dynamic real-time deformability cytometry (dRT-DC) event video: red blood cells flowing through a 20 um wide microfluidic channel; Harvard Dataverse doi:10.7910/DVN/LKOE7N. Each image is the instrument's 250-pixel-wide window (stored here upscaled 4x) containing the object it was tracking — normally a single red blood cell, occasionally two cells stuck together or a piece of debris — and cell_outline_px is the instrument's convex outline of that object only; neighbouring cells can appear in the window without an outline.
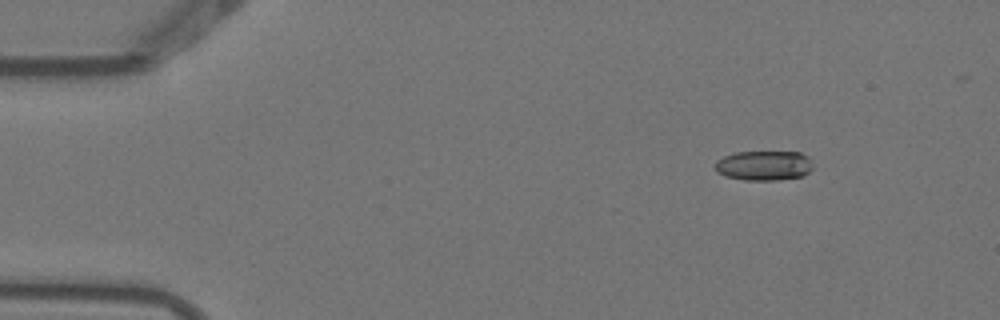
{"species": "Egyptian fruit bat (a non-hibernating species)", "species_latin": "Rousettus aegyptiacus", "temperature_condition": "warm", "stored_images_in_passage": 8, "camera_frame_rate_fps": 3000, "um_per_image_px": 0.085, "animal": {"sex": "female"}, "frame": {"image": 1, "passage_image": 2, "time_ms": 0.333, "image_size_px": [1000, 320], "cell_outline_px": [[812, 168], [804, 176], [780, 180], [744, 180], [724, 176], [716, 172], [716, 160], [724, 156], [736, 152], [800, 152], [808, 156], [812, 160]], "centroid_in_image_um": [64.95, 14.08], "position_along_channel_um": 20.0, "area_um2": 17.17}}
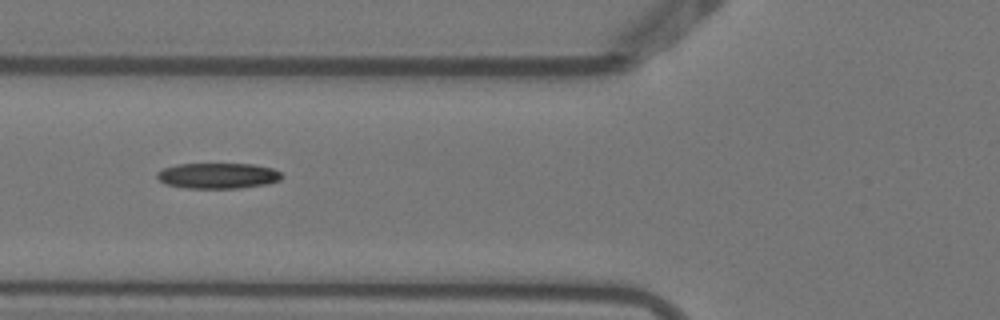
{"frame": {"image": 2, "passage_image": 6, "time_ms": 1.667, "image_size_px": [1000, 320], "cell_outline_px": [[284, 176], [280, 180], [268, 184], [240, 188], [184, 188], [164, 184], [156, 176], [156, 172], [164, 168], [176, 164], [252, 164], [272, 168], [280, 172]], "centroid_in_image_um": [18.52, 14.94], "position_along_channel_um": 107.3, "area_um2": 18.79}}
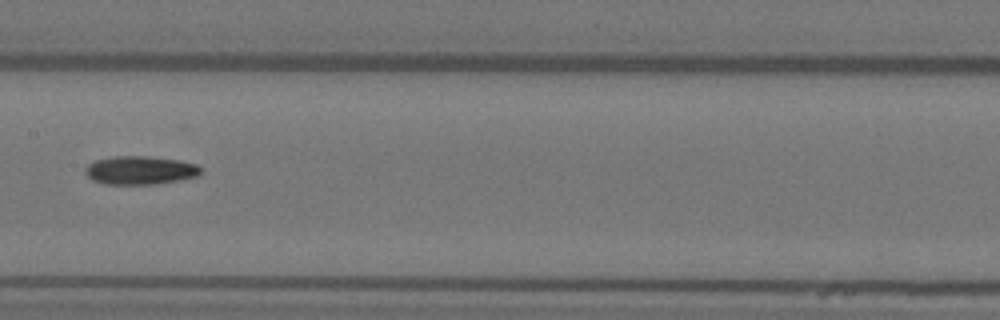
{"frame": {"image": 3, "passage_image": 8, "time_ms": 2.333, "image_size_px": [1000, 320], "cell_outline_px": [[200, 176], [180, 180], [156, 184], [104, 184], [92, 180], [84, 172], [84, 168], [88, 164], [96, 160], [112, 156], [148, 156], [180, 160], [196, 164], [200, 168]], "centroid_in_image_um": [11.9, 14.47], "position_along_channel_um": 195.5, "area_um2": 19.31}}